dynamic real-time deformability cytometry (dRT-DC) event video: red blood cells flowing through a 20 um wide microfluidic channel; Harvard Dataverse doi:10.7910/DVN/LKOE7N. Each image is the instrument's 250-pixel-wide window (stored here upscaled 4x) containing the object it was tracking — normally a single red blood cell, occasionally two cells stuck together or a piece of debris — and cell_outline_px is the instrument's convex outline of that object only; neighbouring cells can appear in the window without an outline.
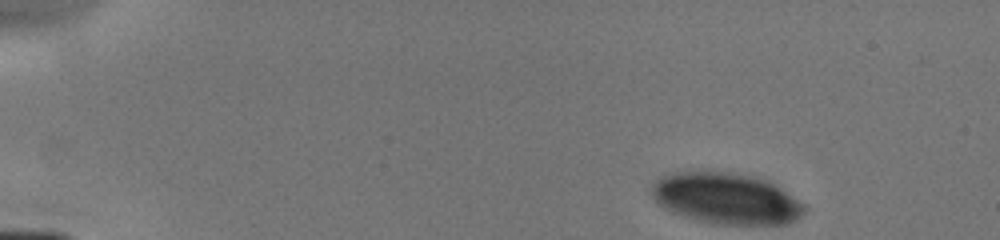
{"species": "human", "species_latin": "Homo sapiens", "temperature_condition": "cold", "stored_images_in_passage": 4, "camera_frame_rate_fps": 3000, "um_per_image_px": 0.085, "donor": {"sex": "male"}, "frame": {"image": 1, "passage_image": 1, "time_ms": 0.0, "image_size_px": [1000, 240], "cell_outline_px": [[808, 208], [796, 220], [788, 224], [708, 224], [672, 212], [656, 204], [648, 192], [652, 184], [660, 176], [672, 172], [728, 172], [752, 176], [768, 180], [804, 204]], "centroid_in_image_um": [61.67, 16.88], "position_along_channel_um": 23.3, "area_um2": 45.89}}
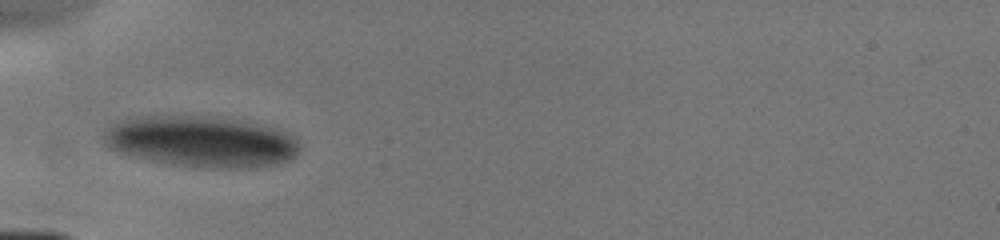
{"frame": {"image": 2, "passage_image": 4, "time_ms": 3.667, "image_size_px": [1000, 240], "cell_outline_px": [[300, 152], [296, 156], [288, 160], [276, 164], [248, 168], [208, 168], [172, 164], [148, 160], [128, 156], [116, 152], [108, 148], [100, 136], [108, 128], [124, 120], [144, 116], [208, 116], [240, 120], [292, 132], [296, 136], [300, 144]], "centroid_in_image_um": [17.14, 12.04], "position_along_channel_um": 67.9, "area_um2": 58.9}}